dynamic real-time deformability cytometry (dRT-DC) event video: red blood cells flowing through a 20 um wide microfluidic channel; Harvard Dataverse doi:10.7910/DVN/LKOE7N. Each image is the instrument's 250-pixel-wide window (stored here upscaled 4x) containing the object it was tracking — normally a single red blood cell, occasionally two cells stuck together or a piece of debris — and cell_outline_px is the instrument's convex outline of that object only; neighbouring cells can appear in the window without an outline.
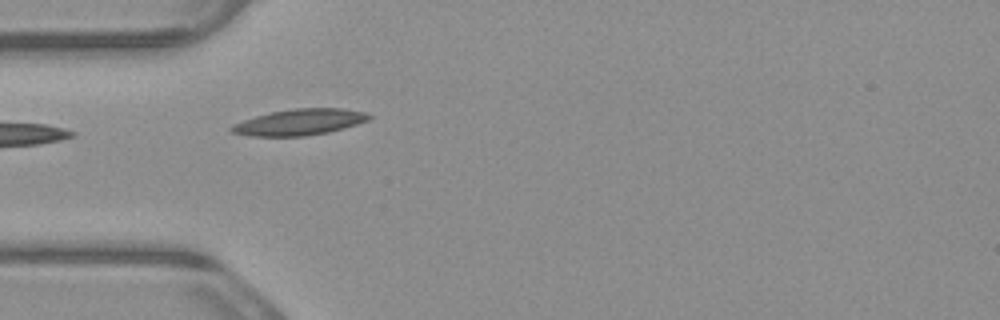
{"species": "common noctule bat (a hibernating species)", "species_latin": "Nyctalus noctula", "temperature_condition": "warm", "stored_images_in_passage": 9, "camera_frame_rate_fps": 3000, "um_per_image_px": 0.085, "animal": {"sex": "male", "body_mass_g": 23.1, "forearm_length_mm": 52.7}, "frame": {"image": 1, "passage_image": 4, "time_ms": 1.0, "image_size_px": [1000, 320], "cell_outline_px": [[372, 116], [368, 120], [344, 128], [328, 132], [304, 136], [248, 136], [232, 132], [228, 128], [232, 124], [256, 116], [272, 112], [296, 108], [344, 108], [368, 112]], "centroid_in_image_um": [25.47, 10.38], "position_along_channel_um": 59.5, "area_um2": 20.92}}
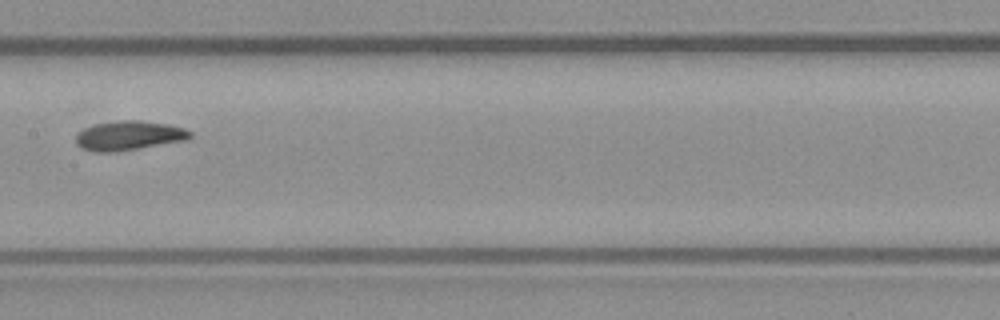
{"frame": {"image": 2, "passage_image": 7, "time_ms": 2.0, "image_size_px": [1000, 320], "cell_outline_px": [[192, 136], [188, 140], [116, 152], [92, 152], [80, 148], [76, 144], [76, 136], [84, 128], [92, 124], [120, 120], [140, 120], [168, 124], [184, 128], [192, 132]], "centroid_in_image_um": [10.95, 11.53], "position_along_channel_um": 196.4, "area_um2": 19.83}}
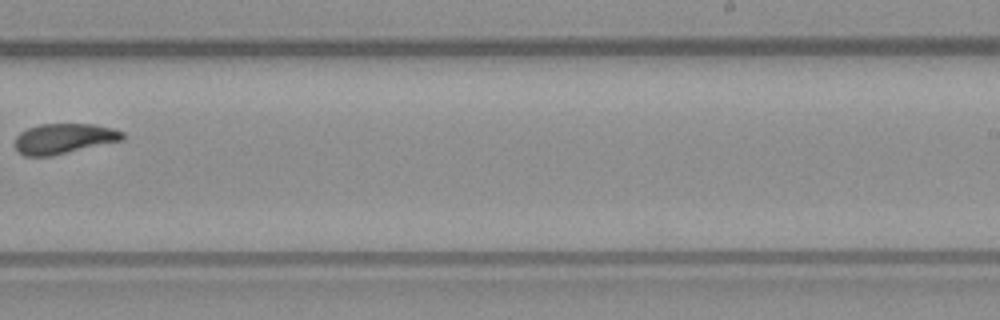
{"frame": {"image": 3, "passage_image": 9, "time_ms": 2.667, "image_size_px": [1000, 320], "cell_outline_px": [[124, 140], [52, 156], [24, 156], [16, 148], [16, 136], [20, 132], [28, 128], [40, 124], [96, 124], [112, 128], [124, 132]], "centroid_in_image_um": [5.46, 11.78], "position_along_channel_um": 283.5, "area_um2": 19.02}}